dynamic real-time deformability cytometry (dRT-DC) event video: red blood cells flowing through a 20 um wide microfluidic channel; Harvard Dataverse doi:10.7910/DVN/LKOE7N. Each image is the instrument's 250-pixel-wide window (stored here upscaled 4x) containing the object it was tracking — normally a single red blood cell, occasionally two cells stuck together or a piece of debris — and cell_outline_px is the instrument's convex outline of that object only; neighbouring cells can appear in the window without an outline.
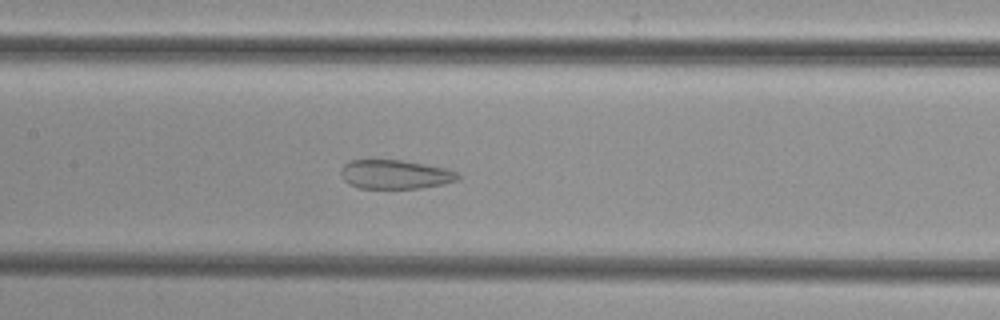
{"species": "common noctule bat (a hibernating species)", "species_latin": "Nyctalus noctula", "temperature_condition": "cold", "stored_images_in_passage": 53, "camera_frame_rate_fps": 3000, "um_per_image_px": 0.085, "animal": {"sex": "female", "body_mass_g": 29.2, "forearm_length_mm": 56.3}, "frame": {"image": 1, "passage_image": 26, "time_ms": 8.333, "image_size_px": [1000, 320], "cell_outline_px": [[460, 180], [444, 184], [420, 188], [360, 188], [348, 184], [340, 176], [340, 168], [344, 164], [352, 160], [400, 160], [444, 168], [456, 172], [460, 176]], "centroid_in_image_um": [33.56, 14.83], "position_along_channel_um": 173.8, "area_um2": 19.77}}
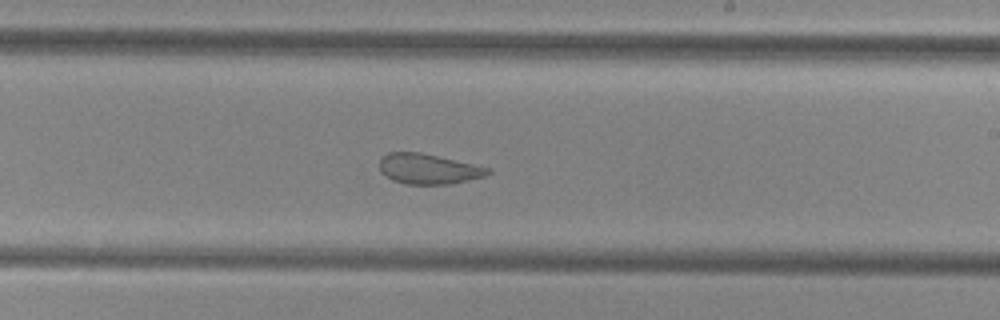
{"frame": {"image": 2, "passage_image": 32, "time_ms": 10.333, "image_size_px": [1000, 320], "cell_outline_px": [[492, 172], [484, 176], [452, 184], [404, 184], [392, 180], [380, 172], [380, 156], [388, 152], [420, 152], [492, 168]], "centroid_in_image_um": [36.4, 14.35], "position_along_channel_um": 252.6, "area_um2": 19.25}}
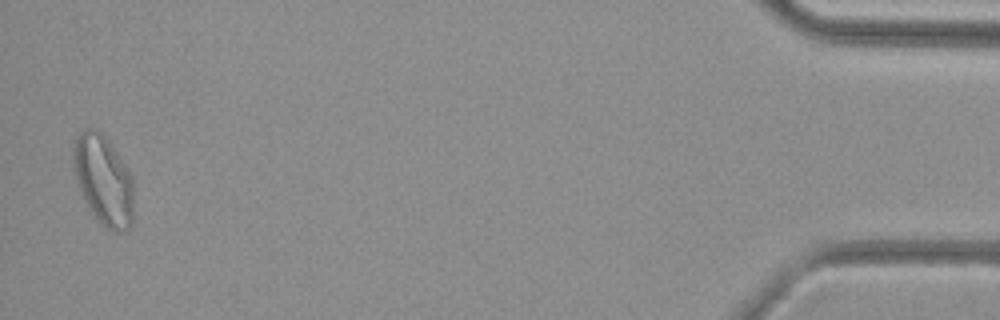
{"frame": {"image": 3, "passage_image": 52, "time_ms": 17.0, "image_size_px": [1000, 320], "cell_outline_px": [[132, 224], [128, 232], [112, 232], [100, 224], [92, 216], [76, 184], [72, 168], [72, 140], [84, 128], [96, 128], [108, 140], [132, 176]], "centroid_in_image_um": [8.73, 15.33], "position_along_channel_um": 426.5, "area_um2": 32.37}}